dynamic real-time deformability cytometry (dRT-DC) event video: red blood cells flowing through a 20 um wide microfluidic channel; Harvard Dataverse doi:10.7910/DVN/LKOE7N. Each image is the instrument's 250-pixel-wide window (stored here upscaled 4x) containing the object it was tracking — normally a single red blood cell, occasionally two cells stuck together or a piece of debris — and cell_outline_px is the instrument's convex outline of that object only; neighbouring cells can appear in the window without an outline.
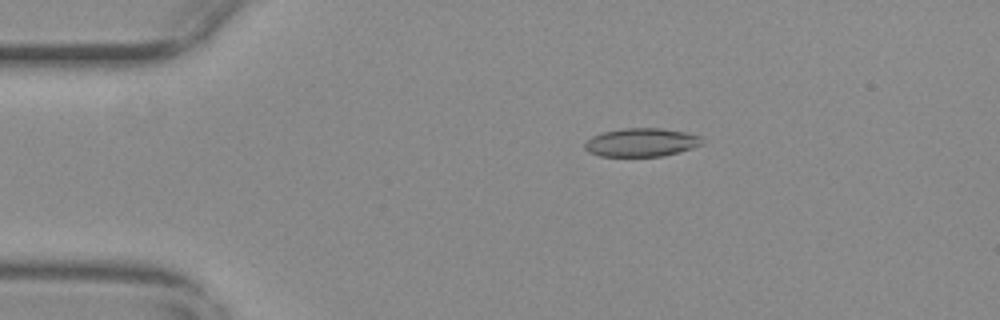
{"species": "common noctule bat (a hibernating species)", "species_latin": "Nyctalus noctula", "temperature_condition": "warm", "stored_images_in_passage": 26, "camera_frame_rate_fps": 3000, "um_per_image_px": 0.085, "animal": {"sex": "female", "body_mass_g": 29.2, "forearm_length_mm": 56.3}, "frame": {"image": 1, "passage_image": 10, "time_ms": 3.0, "image_size_px": [1000, 320], "cell_outline_px": [[704, 144], [680, 152], [660, 156], [600, 156], [588, 152], [584, 148], [584, 144], [592, 136], [604, 132], [624, 128], [660, 128], [688, 132], [700, 136], [704, 140]], "centroid_in_image_um": [54.55, 12.1], "position_along_channel_um": 30.4, "area_um2": 19.54}}
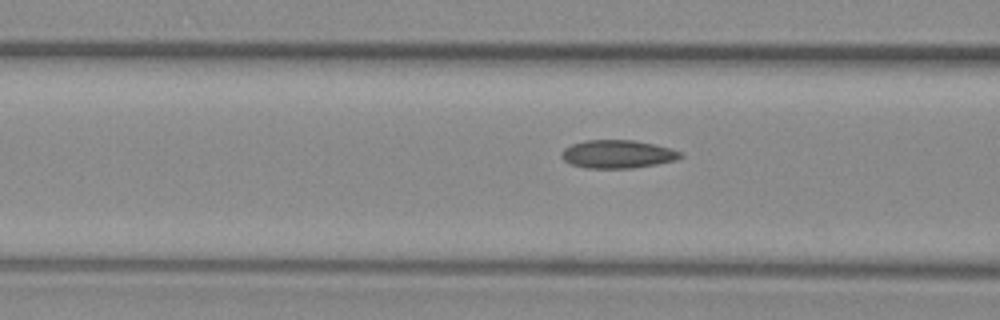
{"frame": {"image": 2, "passage_image": 21, "time_ms": 6.667, "image_size_px": [1000, 320], "cell_outline_px": [[684, 156], [676, 160], [656, 164], [632, 168], [584, 168], [572, 164], [564, 160], [560, 156], [560, 152], [564, 148], [572, 144], [584, 140], [632, 140], [672, 148], [680, 152]], "centroid_in_image_um": [52.47, 13.1], "position_along_channel_um": 114.1, "area_um2": 19.54}}
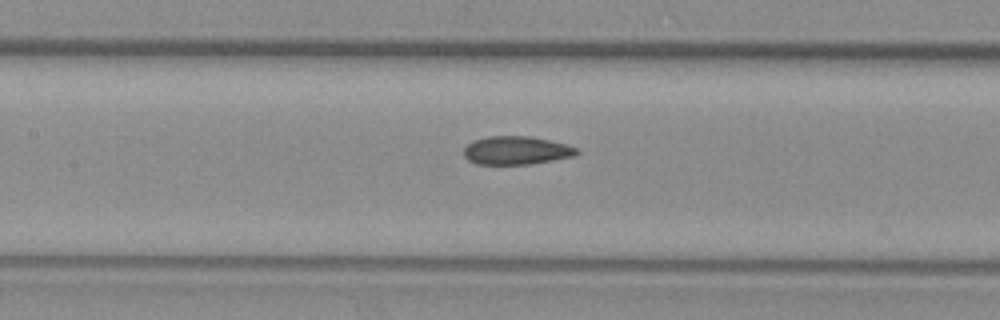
{"frame": {"image": 3, "passage_image": 25, "time_ms": 8.0, "image_size_px": [1000, 320], "cell_outline_px": [[580, 152], [576, 156], [532, 164], [476, 164], [468, 160], [464, 156], [464, 148], [472, 140], [488, 136], [532, 136], [564, 144], [576, 148]], "centroid_in_image_um": [43.88, 12.79], "position_along_channel_um": 163.5, "area_um2": 18.73}}